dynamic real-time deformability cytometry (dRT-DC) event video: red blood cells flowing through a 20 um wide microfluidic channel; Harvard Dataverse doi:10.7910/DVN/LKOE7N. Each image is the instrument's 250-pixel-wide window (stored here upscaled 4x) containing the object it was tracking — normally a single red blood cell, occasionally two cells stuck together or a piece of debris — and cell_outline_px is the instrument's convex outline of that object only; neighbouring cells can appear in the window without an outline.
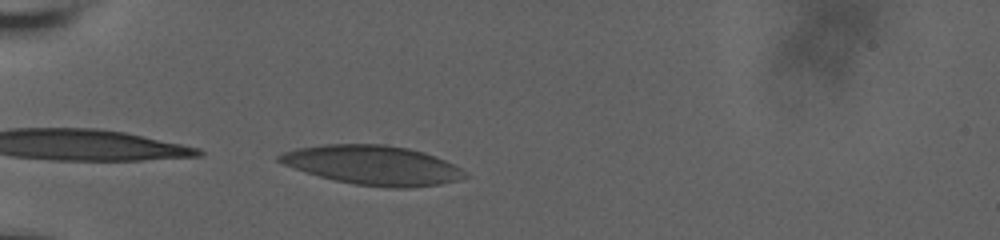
{"species": "human", "species_latin": "Homo sapiens", "temperature_condition": "room temperature", "stored_images_in_passage": 27, "camera_frame_rate_fps": 3000, "um_per_image_px": 0.085, "donor": {"sex": "male"}, "frame": {"image": 1, "passage_image": 1, "time_ms": 0.0, "image_size_px": [1000, 240], "cell_outline_px": [[472, 176], [460, 180], [440, 184], [408, 188], [392, 188], [356, 184], [336, 180], [320, 176], [284, 164], [276, 160], [276, 156], [284, 152], [296, 148], [324, 144], [384, 144], [408, 148], [424, 152], [436, 156], [460, 168]], "centroid_in_image_um": [31.74, 14.03], "position_along_channel_um": 53.3, "area_um2": 42.43}}
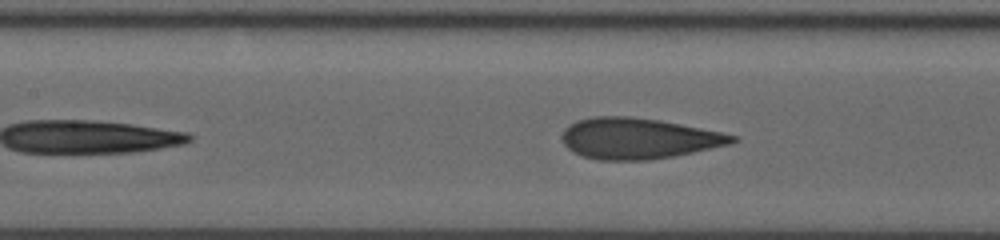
{"frame": {"image": 2, "passage_image": 11, "time_ms": 3.333, "image_size_px": [1000, 240], "cell_outline_px": [[740, 140], [732, 144], [672, 156], [648, 160], [596, 160], [572, 152], [564, 144], [560, 136], [564, 128], [568, 124], [576, 120], [592, 116], [628, 116], [660, 120], [720, 132], [736, 136]], "centroid_in_image_um": [54.21, 11.76], "position_along_channel_um": 153.2, "area_um2": 40.69}}
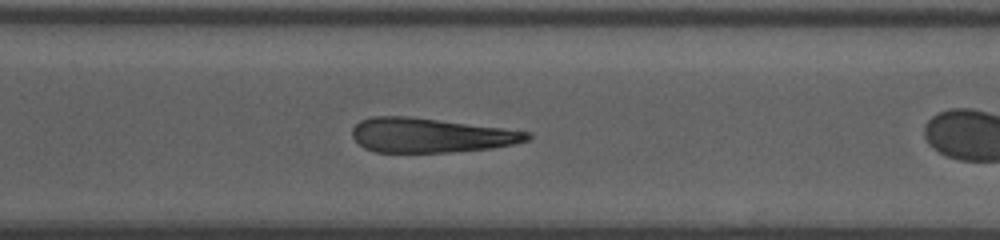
{"frame": {"image": 3, "passage_image": 22, "time_ms": 7.0, "image_size_px": [1000, 240], "cell_outline_px": [[532, 136], [528, 140], [512, 144], [492, 148], [448, 152], [376, 152], [364, 148], [352, 136], [352, 128], [360, 120], [372, 116], [408, 116], [532, 132]], "centroid_in_image_um": [36.57, 11.5], "position_along_channel_um": 334.0, "area_um2": 34.91}}